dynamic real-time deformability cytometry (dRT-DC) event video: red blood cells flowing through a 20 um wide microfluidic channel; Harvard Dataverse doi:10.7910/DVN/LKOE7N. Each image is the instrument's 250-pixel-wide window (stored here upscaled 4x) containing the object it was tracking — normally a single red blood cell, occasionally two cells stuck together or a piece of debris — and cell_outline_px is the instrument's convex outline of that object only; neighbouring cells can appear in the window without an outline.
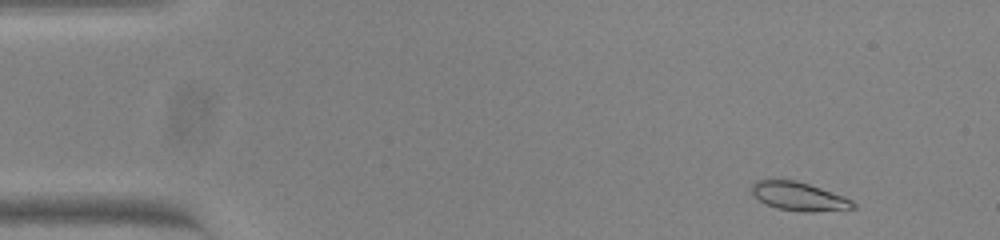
{"species": "common noctule bat (a hibernating species)", "species_latin": "Nyctalus noctula", "temperature_condition": "warm", "stored_images_in_passage": 53, "camera_frame_rate_fps": 3000, "um_per_image_px": 0.085, "animal": {"sex": "female", "body_mass_g": 23.0, "forearm_length_mm": 53.4}, "frame": {"image": 1, "passage_image": 4, "time_ms": 1.0, "image_size_px": [1000, 240], "cell_outline_px": [[856, 208], [812, 212], [804, 212], [776, 208], [760, 200], [752, 192], [752, 184], [756, 180], [796, 180], [844, 196], [852, 200], [856, 204]], "centroid_in_image_um": [67.94, 16.7], "position_along_channel_um": 17.1, "area_um2": 16.65}}
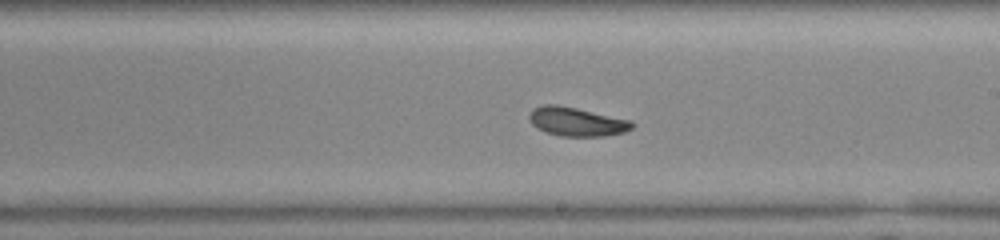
{"frame": {"image": 2, "passage_image": 30, "time_ms": 9.667, "image_size_px": [1000, 240], "cell_outline_px": [[636, 124], [632, 128], [624, 132], [604, 136], [560, 136], [544, 132], [536, 128], [532, 124], [528, 116], [532, 108], [544, 104], [556, 104], [576, 108], [632, 120]], "centroid_in_image_um": [49.0, 10.34], "position_along_channel_um": 240.0, "area_um2": 17.46}}
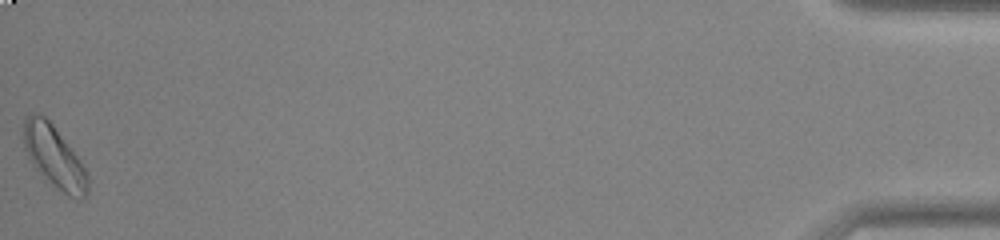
{"frame": {"image": 3, "passage_image": 53, "time_ms": 17.333, "image_size_px": [1000, 240], "cell_outline_px": [[88, 196], [80, 200], [68, 196], [36, 168], [32, 164], [24, 148], [24, 120], [32, 112], [44, 116], [52, 124], [80, 160], [88, 172]], "centroid_in_image_um": [4.64, 13.34], "position_along_channel_um": 430.6, "area_um2": 22.66}, "authors_computed_cell_mechanics": {"area_um2": 17.4556, "velocity_mm_per_s": 3.7879, "shape_relaxation_time_tau1_ms": 5.0386, "shape_relaxation_time_tau2_ms": 3.153, "deformation_change_tau1": 0.1361, "deformation_change_tau2": 0.0933}}